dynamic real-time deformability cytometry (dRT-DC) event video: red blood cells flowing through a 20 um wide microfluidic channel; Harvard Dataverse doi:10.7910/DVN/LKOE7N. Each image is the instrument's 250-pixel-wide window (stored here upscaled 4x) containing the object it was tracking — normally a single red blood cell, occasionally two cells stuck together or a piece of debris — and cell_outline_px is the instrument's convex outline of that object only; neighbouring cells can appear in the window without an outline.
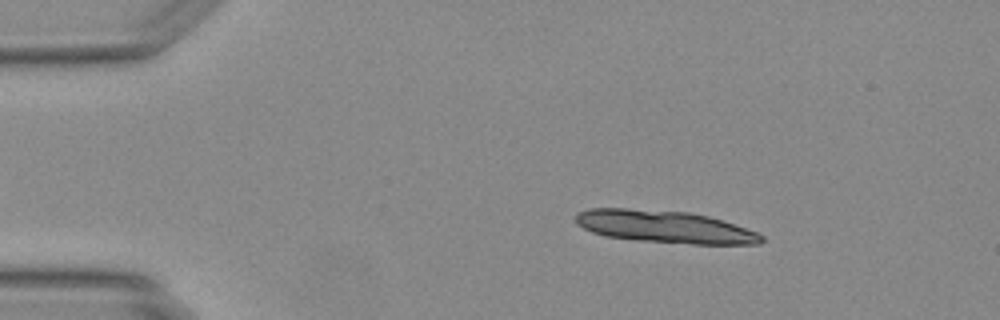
{"species": "Egyptian fruit bat (a non-hibernating species)", "species_latin": "Rousettus aegyptiacus", "temperature_condition": "warm", "stored_images_in_passage": 13, "camera_frame_rate_fps": 3000, "um_per_image_px": 0.085, "animal": {"sex": "female"}, "frame": {"image": 1, "passage_image": 7, "time_ms": 2.0, "image_size_px": [1000, 320], "cell_outline_px": [[764, 240], [760, 244], [692, 244], [636, 240], [604, 236], [592, 232], [576, 224], [576, 212], [588, 208], [628, 208], [688, 212], [708, 216], [756, 232], [764, 236]], "centroid_in_image_um": [56.45, 19.27], "position_along_channel_um": 28.6, "area_um2": 34.97}}